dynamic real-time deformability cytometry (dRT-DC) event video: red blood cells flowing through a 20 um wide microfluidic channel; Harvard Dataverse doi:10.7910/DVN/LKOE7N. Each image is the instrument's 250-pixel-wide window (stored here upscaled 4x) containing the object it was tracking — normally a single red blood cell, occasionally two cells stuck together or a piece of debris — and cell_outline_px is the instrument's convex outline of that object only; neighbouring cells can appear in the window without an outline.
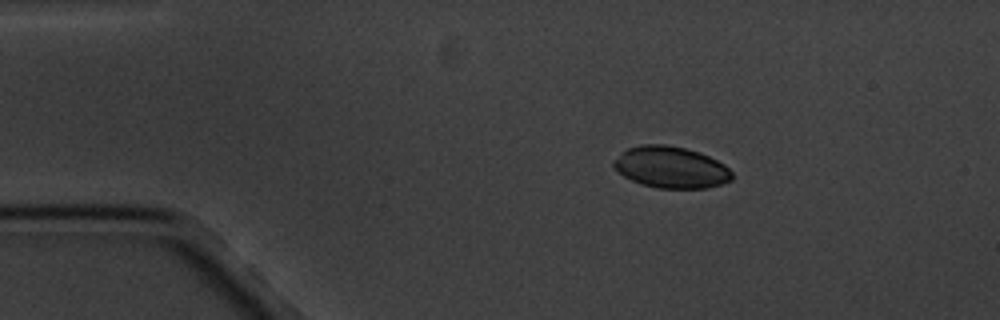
{"species": "common noctule bat (a hibernating species)", "species_latin": "Nyctalus noctula", "temperature_condition": "cold", "stored_images_in_passage": 4, "segment_of_instrument_passage": [1, 2], "camera_frame_rate_fps": 3000, "um_per_image_px": 0.085, "animal": {"sex": "male", "body_mass_g": 20.1, "forearm_length_mm": 53.5}, "frame": {"image": 1, "passage_image": 1, "time_ms": 0.0, "image_size_px": [1000, 320], "cell_outline_px": [[732, 180], [708, 188], [656, 188], [640, 184], [624, 176], [612, 168], [612, 164], [628, 148], [640, 144], [664, 144], [684, 148], [700, 152], [724, 164], [732, 172]], "centroid_in_image_um": [57.03, 14.23], "position_along_channel_um": 28.0, "area_um2": 28.55}}